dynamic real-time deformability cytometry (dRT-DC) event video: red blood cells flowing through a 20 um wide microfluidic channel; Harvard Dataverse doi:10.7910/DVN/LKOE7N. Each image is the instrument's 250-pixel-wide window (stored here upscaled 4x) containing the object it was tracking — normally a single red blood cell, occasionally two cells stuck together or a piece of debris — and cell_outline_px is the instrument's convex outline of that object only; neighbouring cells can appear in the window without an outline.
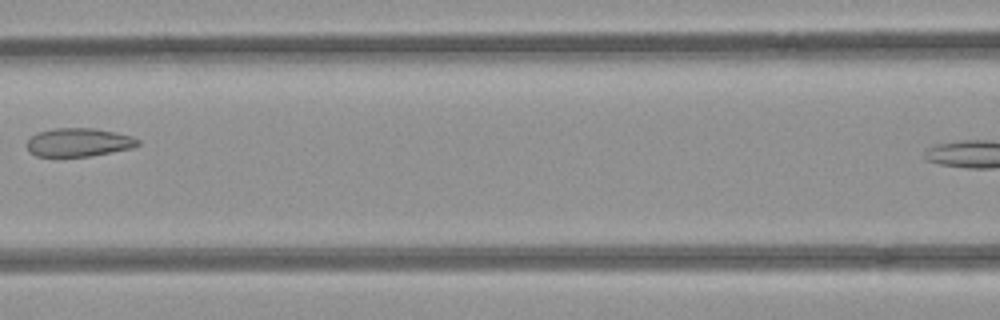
{"species": "common noctule bat (a hibernating species)", "species_latin": "Nyctalus noctula", "temperature_condition": "room temperature", "stored_images_in_passage": 5, "segment_of_instrument_passage": [1, 2], "camera_frame_rate_fps": 3000, "um_per_image_px": 0.085, "animal": {"sex": "female", "body_mass_g": 21.9}, "frame": {"image": 1, "passage_image": 4, "time_ms": 1.0, "image_size_px": [1000, 320], "cell_outline_px": [[140, 144], [132, 148], [88, 156], [36, 156], [28, 152], [24, 144], [32, 136], [40, 132], [56, 128], [92, 128], [116, 132], [132, 136], [140, 140]], "centroid_in_image_um": [6.67, 12.1], "position_along_channel_um": 159.9, "area_um2": 18.38}}